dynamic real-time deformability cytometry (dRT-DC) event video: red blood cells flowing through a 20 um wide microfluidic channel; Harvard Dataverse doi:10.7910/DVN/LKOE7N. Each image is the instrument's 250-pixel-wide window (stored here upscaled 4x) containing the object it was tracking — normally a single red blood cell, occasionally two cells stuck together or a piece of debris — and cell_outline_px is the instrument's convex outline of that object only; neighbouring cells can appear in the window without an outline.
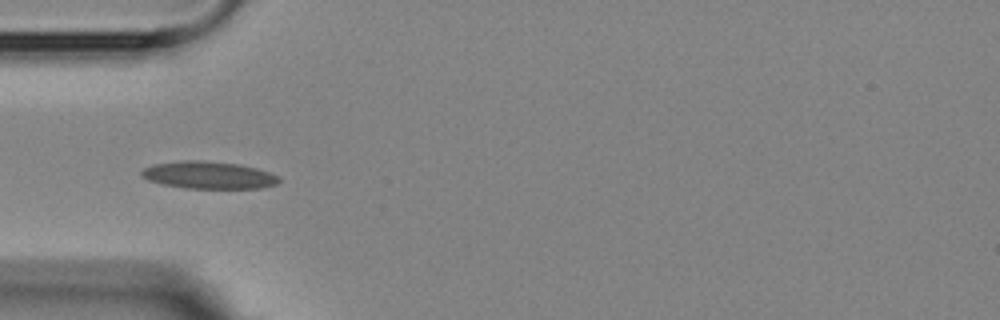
{"species": "Egyptian fruit bat (a non-hibernating species)", "species_latin": "Rousettus aegyptiacus", "temperature_condition": "room temperature", "stored_images_in_passage": 7, "camera_frame_rate_fps": 3000, "um_per_image_px": 0.085, "animal": {"sex": "female"}, "frame": {"image": 1, "passage_image": 5, "time_ms": 4.333, "image_size_px": [1000, 320], "cell_outline_px": [[280, 180], [276, 184], [260, 188], [184, 188], [160, 184], [148, 180], [140, 176], [140, 172], [144, 168], [152, 164], [184, 160], [204, 160], [240, 164], [256, 168], [280, 176]], "centroid_in_image_um": [17.7, 14.88], "position_along_channel_um": 67.3, "area_um2": 22.08}}
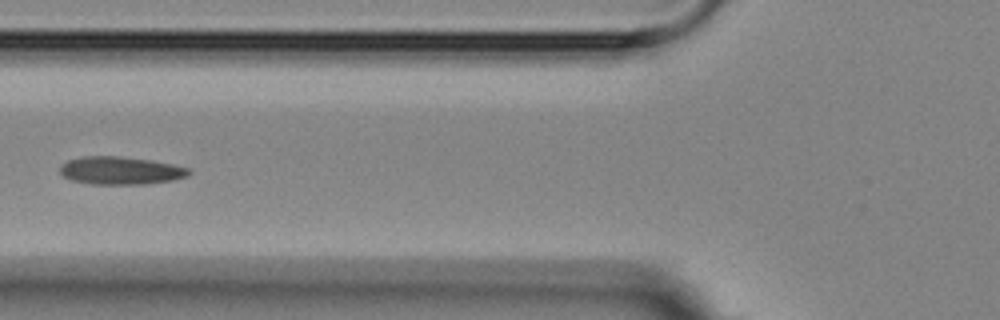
{"frame": {"image": 2, "passage_image": 6, "time_ms": 5.667, "image_size_px": [1000, 320], "cell_outline_px": [[192, 172], [188, 176], [172, 180], [148, 184], [88, 184], [72, 180], [64, 176], [60, 172], [60, 164], [68, 160], [84, 156], [120, 156], [152, 160], [172, 164], [188, 168]], "centroid_in_image_um": [10.25, 14.5], "position_along_channel_um": 115.6, "area_um2": 21.04}}
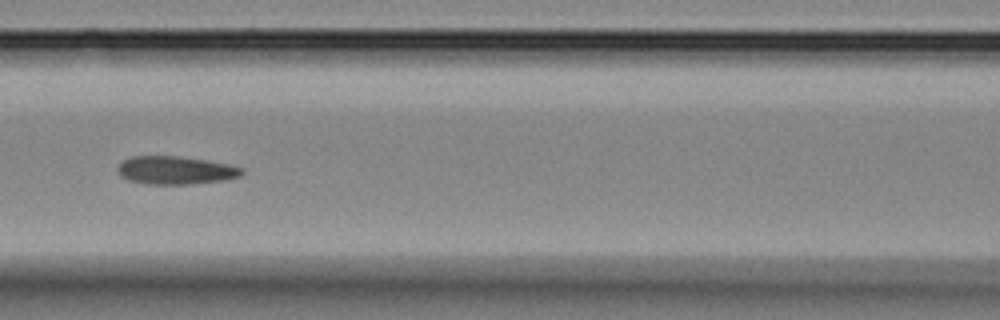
{"frame": {"image": 3, "passage_image": 7, "time_ms": 6.667, "image_size_px": [1000, 320], "cell_outline_px": [[244, 172], [240, 176], [224, 180], [188, 184], [144, 184], [128, 180], [120, 176], [116, 168], [124, 160], [132, 156], [180, 156], [228, 164], [244, 168]], "centroid_in_image_um": [14.9, 14.47], "position_along_channel_um": 151.7, "area_um2": 20.35}}